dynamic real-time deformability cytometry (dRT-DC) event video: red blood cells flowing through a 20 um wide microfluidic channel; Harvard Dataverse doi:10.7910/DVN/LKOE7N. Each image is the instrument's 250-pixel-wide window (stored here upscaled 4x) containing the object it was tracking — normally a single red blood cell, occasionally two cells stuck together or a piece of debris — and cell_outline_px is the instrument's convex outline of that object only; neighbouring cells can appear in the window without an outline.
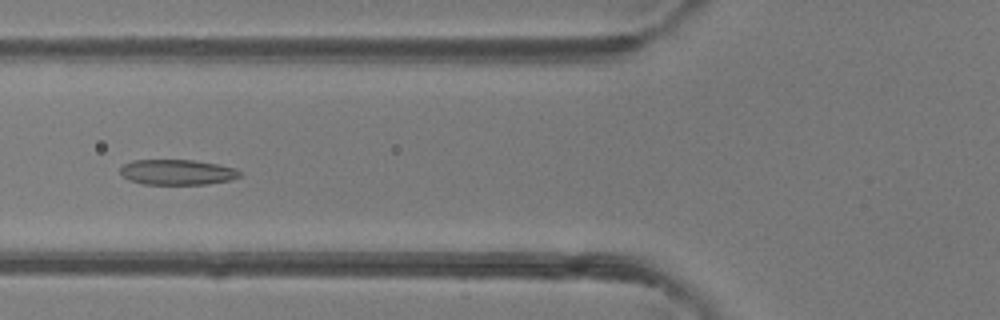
{"species": "common noctule bat (a hibernating species)", "species_latin": "Nyctalus noctula", "temperature_condition": "room temperature", "stored_images_in_passage": 48, "camera_frame_rate_fps": 3000, "um_per_image_px": 0.085, "animal": {"sex": "female"}, "frame": {"image": 1, "passage_image": 18, "time_ms": 5.667, "image_size_px": [1000, 320], "cell_outline_px": [[240, 176], [228, 180], [204, 184], [144, 184], [128, 180], [120, 172], [120, 168], [124, 164], [132, 160], [192, 160], [216, 164], [236, 168], [240, 172]], "centroid_in_image_um": [15.03, 14.63], "position_along_channel_um": 110.8, "area_um2": 17.46}}
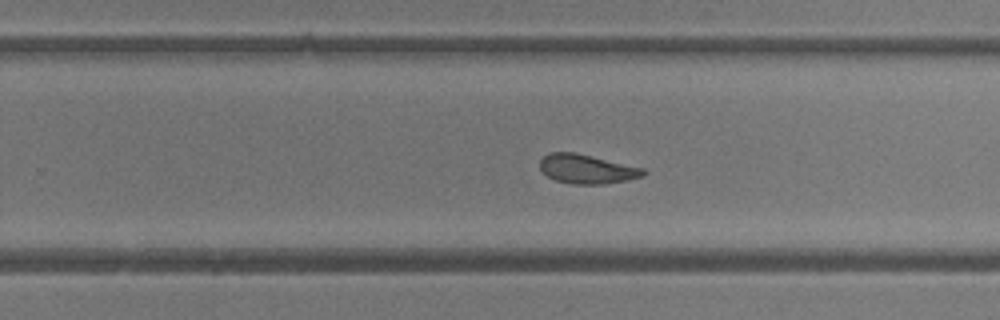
{"frame": {"image": 2, "passage_image": 30, "time_ms": 9.667, "image_size_px": [1000, 320], "cell_outline_px": [[648, 172], [644, 176], [628, 180], [604, 184], [572, 184], [556, 180], [548, 176], [540, 168], [540, 160], [548, 152], [576, 152], [644, 168]], "centroid_in_image_um": [49.92, 14.36], "position_along_channel_um": 279.9, "area_um2": 17.69}}
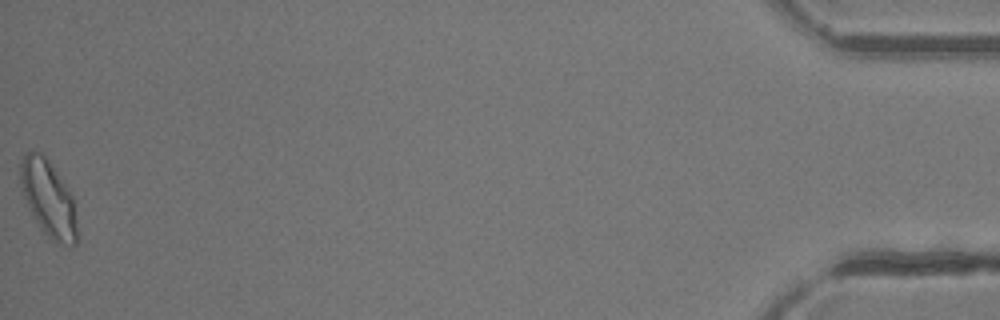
{"frame": {"image": 3, "passage_image": 48, "time_ms": 15.667, "image_size_px": [1000, 320], "cell_outline_px": [[76, 244], [60, 244], [52, 240], [40, 228], [32, 216], [24, 196], [20, 184], [20, 164], [24, 156], [28, 152], [40, 152], [44, 156], [64, 184], [72, 196], [76, 220]], "centroid_in_image_um": [4.09, 16.9], "position_along_channel_um": 431.1, "area_um2": 24.45}, "authors_computed_cell_mechanics": {"area_um2": 19.0162, "velocity_mm_per_s": 4.2309, "shape_relaxation_time_tau1_ms": 3.9977, "shape_relaxation_time_tau2_ms": 1.0029, "deformation_change_tau1": 0.1272, "deformation_change_tau2": 0.0612}}